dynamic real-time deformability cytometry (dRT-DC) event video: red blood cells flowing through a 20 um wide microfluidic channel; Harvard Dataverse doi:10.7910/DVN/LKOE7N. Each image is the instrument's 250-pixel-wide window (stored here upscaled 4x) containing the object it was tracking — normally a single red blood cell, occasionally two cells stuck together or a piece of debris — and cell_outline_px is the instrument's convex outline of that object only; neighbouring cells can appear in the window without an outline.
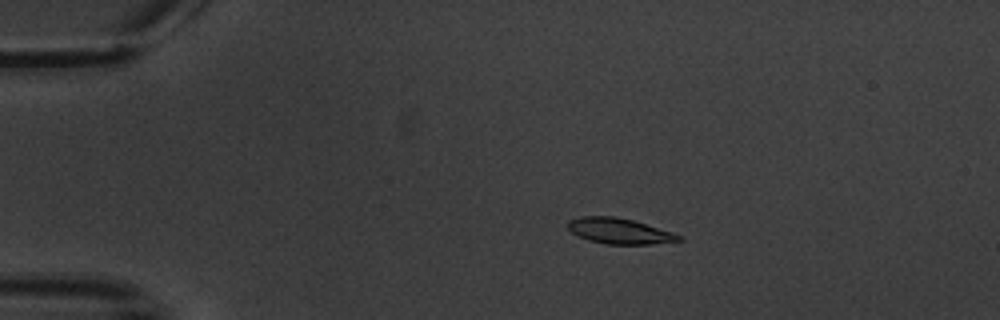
{"species": "common noctule bat (a hibernating species)", "species_latin": "Nyctalus noctula", "temperature_condition": "warm", "stored_images_in_passage": 6, "camera_frame_rate_fps": 3000, "um_per_image_px": 0.085, "animal": {"sex": "male", "body_mass_g": 20.1, "forearm_length_mm": 53.5}, "frame": {"image": 1, "passage_image": 3, "time_ms": 2.667, "image_size_px": [1000, 320], "cell_outline_px": [[684, 240], [652, 244], [608, 244], [588, 240], [572, 232], [568, 228], [568, 220], [580, 216], [616, 216], [632, 220], [672, 232], [680, 236]], "centroid_in_image_um": [52.63, 19.63], "position_along_channel_um": 32.4, "area_um2": 16.42}}
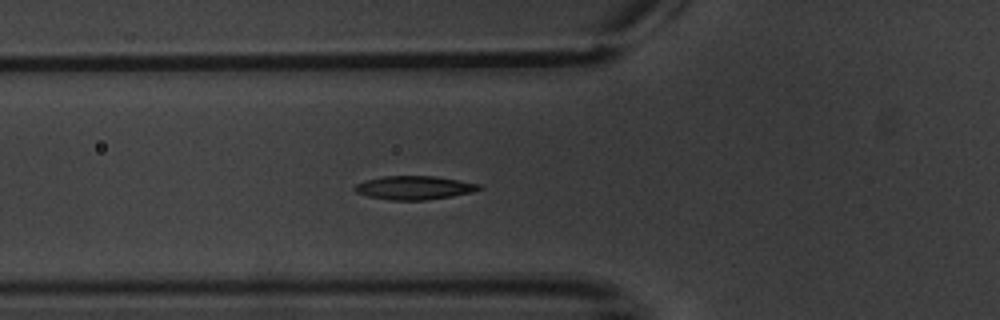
{"frame": {"image": 2, "passage_image": 6, "time_ms": 6.0, "image_size_px": [1000, 320], "cell_outline_px": [[484, 188], [472, 192], [452, 196], [424, 200], [392, 200], [368, 196], [356, 192], [352, 188], [356, 184], [364, 180], [384, 176], [436, 176], [480, 184]], "centroid_in_image_um": [35.21, 15.95], "position_along_channel_um": 90.6, "area_um2": 17.11}}